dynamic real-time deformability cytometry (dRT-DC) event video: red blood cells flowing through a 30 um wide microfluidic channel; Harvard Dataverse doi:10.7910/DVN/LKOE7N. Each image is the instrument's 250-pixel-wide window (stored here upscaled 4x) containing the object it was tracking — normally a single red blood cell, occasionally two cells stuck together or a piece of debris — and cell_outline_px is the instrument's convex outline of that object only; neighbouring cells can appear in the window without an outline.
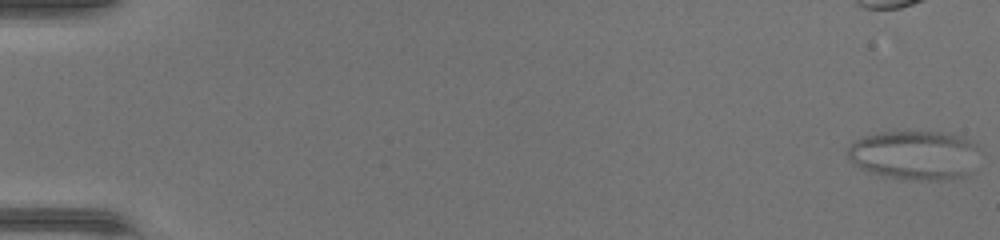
{"species": "common noctule bat (a hibernating species)", "species_latin": "Nyctalus noctula", "temperature_condition": "warm", "stored_images_in_passage": 23, "camera_frame_rate_fps": 3000, "um_per_image_px": 0.085, "animal": {"sex": "female", "body_mass_g": 17.0, "forearm_length_mm": 48.0}, "frame": {"image": 1, "passage_image": 1, "time_ms": 0.0, "image_size_px": [1000, 240], "cell_outline_px": [[980, 148], [964, 172], [960, 176], [940, 180], [928, 180], [888, 176], [872, 172], [860, 168], [848, 156], [848, 148], [856, 140], [864, 136], [876, 132], [940, 132], [960, 136], [972, 140]], "centroid_in_image_um": [77.69, 13.14], "position_along_channel_um": 7.3, "area_um2": 36.59}}